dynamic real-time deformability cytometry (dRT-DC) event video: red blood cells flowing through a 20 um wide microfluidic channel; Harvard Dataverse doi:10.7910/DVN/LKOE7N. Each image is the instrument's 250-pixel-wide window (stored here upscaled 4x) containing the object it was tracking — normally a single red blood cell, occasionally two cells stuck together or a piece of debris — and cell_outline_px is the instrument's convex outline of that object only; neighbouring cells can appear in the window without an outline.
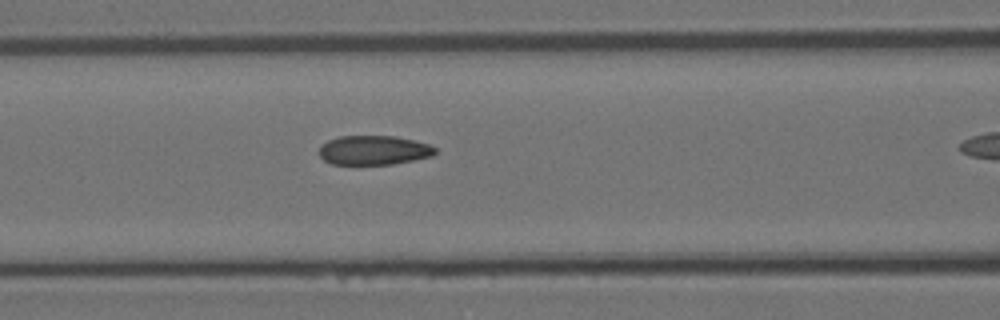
{"species": "Egyptian fruit bat (a non-hibernating species)", "species_latin": "Rousettus aegyptiacus", "temperature_condition": "room temperature", "stored_images_in_passage": 39, "camera_frame_rate_fps": 3000, "um_per_image_px": 0.085, "animal": {"sex": "female"}, "frame": {"image": 1, "passage_image": 18, "time_ms": 5.667, "image_size_px": [1000, 320], "cell_outline_px": [[436, 152], [432, 156], [392, 164], [332, 164], [324, 160], [320, 156], [320, 148], [328, 140], [340, 136], [396, 136], [428, 144], [436, 148]], "centroid_in_image_um": [31.77, 12.76], "position_along_channel_um": 134.8, "area_um2": 19.59}}
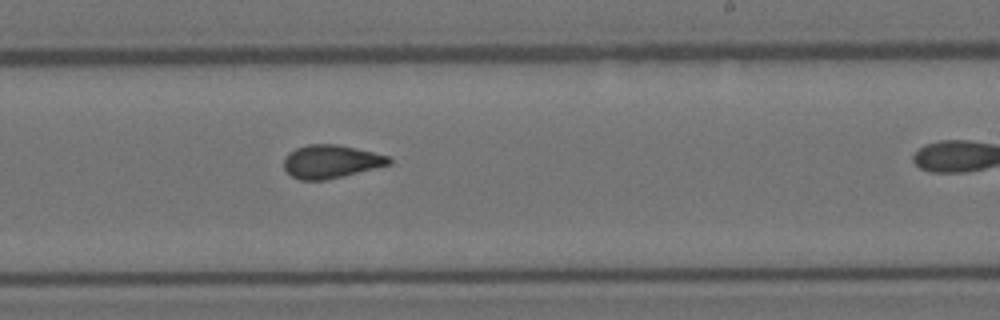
{"frame": {"image": 2, "passage_image": 28, "time_ms": 9.0, "image_size_px": [1000, 320], "cell_outline_px": [[392, 164], [344, 176], [324, 180], [300, 180], [292, 176], [284, 168], [284, 156], [288, 152], [296, 148], [308, 144], [336, 144], [356, 148], [388, 156], [392, 160]], "centroid_in_image_um": [28.12, 13.73], "position_along_channel_um": 260.9, "area_um2": 20.4}}
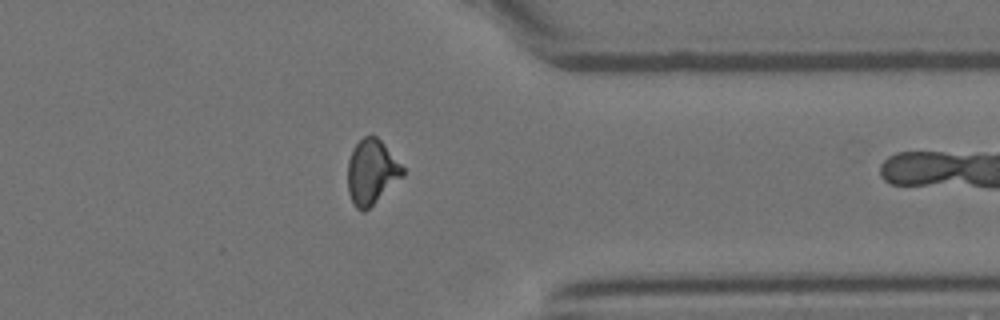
{"frame": {"image": 3, "passage_image": 38, "time_ms": 12.333, "image_size_px": [1000, 320], "cell_outline_px": [[404, 176], [364, 212], [356, 208], [352, 204], [348, 192], [348, 160], [352, 148], [364, 136], [372, 132], [384, 144], [404, 168]], "centroid_in_image_um": [31.57, 14.6], "position_along_channel_um": 379.8, "area_um2": 20.87}}